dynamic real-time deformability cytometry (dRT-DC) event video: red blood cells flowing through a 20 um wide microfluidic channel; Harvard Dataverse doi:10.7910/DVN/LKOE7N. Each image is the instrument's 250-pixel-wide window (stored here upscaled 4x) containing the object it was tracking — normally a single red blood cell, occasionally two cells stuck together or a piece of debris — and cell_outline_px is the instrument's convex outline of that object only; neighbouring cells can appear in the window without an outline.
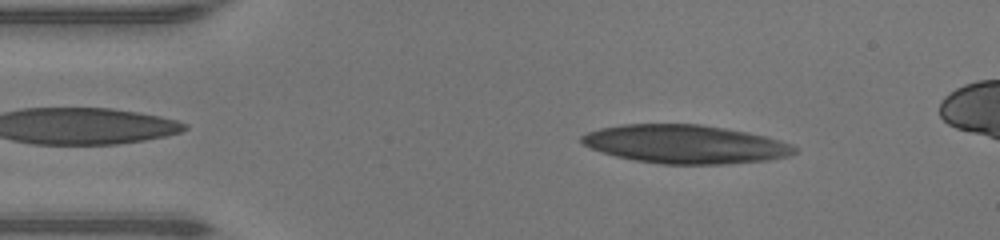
{"species": "human", "species_latin": "Homo sapiens", "temperature_condition": "warm", "stored_images_in_passage": 40, "camera_frame_rate_fps": 3000, "um_per_image_px": 0.085, "donor": {"sex": "male"}, "frame": {"image": 1, "passage_image": 2, "time_ms": 0.333, "image_size_px": [1000, 240], "cell_outline_px": [[800, 148], [796, 152], [788, 156], [768, 160], [724, 164], [660, 164], [636, 160], [616, 156], [592, 148], [584, 144], [580, 140], [580, 136], [588, 132], [600, 128], [624, 124], [700, 124], [748, 132], [768, 136], [792, 144]], "centroid_in_image_um": [58.3, 12.25], "position_along_channel_um": 26.7, "area_um2": 47.8}}
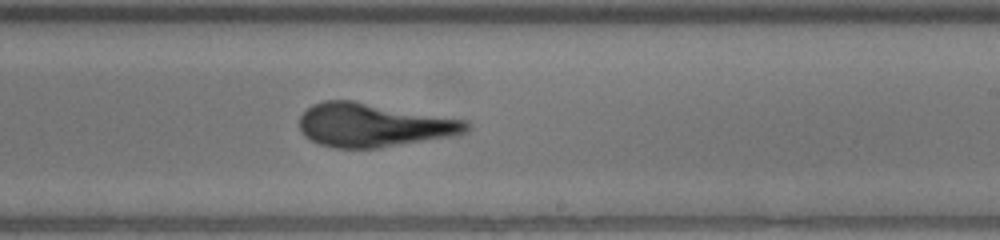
{"frame": {"image": 2, "passage_image": 22, "time_ms": 7.0, "image_size_px": [1000, 240], "cell_outline_px": [[472, 128], [468, 132], [460, 136], [380, 148], [332, 148], [308, 140], [304, 136], [300, 128], [300, 116], [312, 104], [324, 100], [352, 100], [468, 120], [472, 124]], "centroid_in_image_um": [31.84, 10.65], "position_along_channel_um": 257.2, "area_um2": 43.35}}
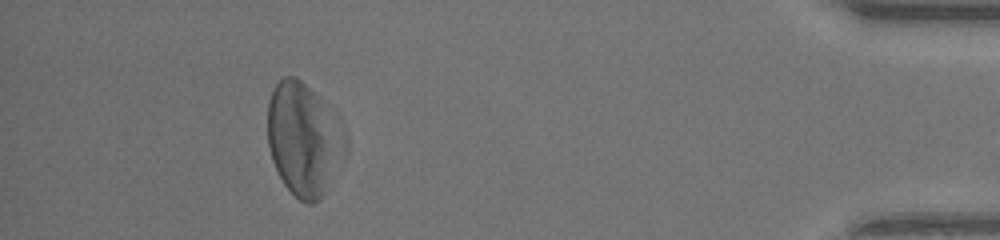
{"frame": {"image": 3, "passage_image": 37, "time_ms": 12.0, "image_size_px": [1000, 240], "cell_outline_px": [[348, 152], [344, 160], [320, 200], [312, 204], [308, 204], [300, 200], [284, 184], [272, 160], [268, 144], [268, 100], [276, 84], [284, 76], [296, 76], [340, 116], [344, 124], [348, 136]], "centroid_in_image_um": [25.9, 11.83], "position_along_channel_um": 409.3, "area_um2": 52.19}}